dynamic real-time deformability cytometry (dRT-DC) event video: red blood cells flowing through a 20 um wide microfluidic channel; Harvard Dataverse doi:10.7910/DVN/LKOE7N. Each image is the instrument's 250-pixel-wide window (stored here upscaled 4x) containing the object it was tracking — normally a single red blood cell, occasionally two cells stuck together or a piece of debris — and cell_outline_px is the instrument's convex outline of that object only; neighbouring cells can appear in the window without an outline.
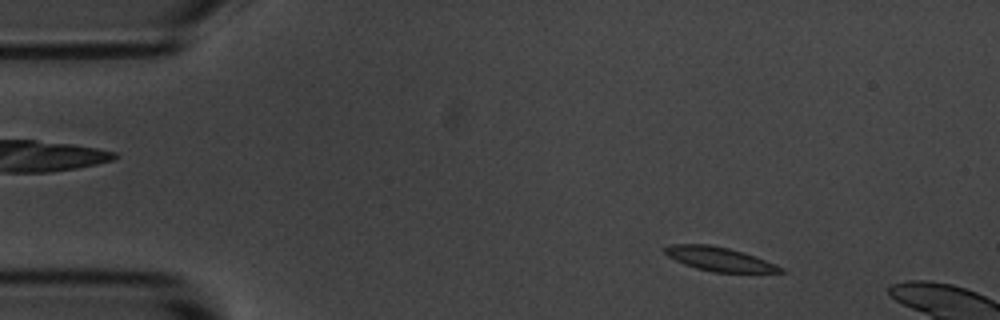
{"species": "common noctule bat (a hibernating species)", "species_latin": "Nyctalus noctula", "temperature_condition": "room temperature", "stored_images_in_passage": 2, "camera_frame_rate_fps": 3000, "um_per_image_px": 0.085, "animal": {"sex": "male", "body_mass_g": 20.1, "forearm_length_mm": 53.5}, "frame": {"image": 1, "passage_image": 1, "time_ms": 0.0, "image_size_px": [1000, 320], "cell_outline_px": [[788, 272], [712, 272], [696, 268], [684, 264], [668, 256], [660, 248], [672, 244], [712, 244], [744, 252], [756, 256], [776, 264], [784, 268]], "centroid_in_image_um": [61.14, 22.01], "position_along_channel_um": 23.9, "area_um2": 16.3}}